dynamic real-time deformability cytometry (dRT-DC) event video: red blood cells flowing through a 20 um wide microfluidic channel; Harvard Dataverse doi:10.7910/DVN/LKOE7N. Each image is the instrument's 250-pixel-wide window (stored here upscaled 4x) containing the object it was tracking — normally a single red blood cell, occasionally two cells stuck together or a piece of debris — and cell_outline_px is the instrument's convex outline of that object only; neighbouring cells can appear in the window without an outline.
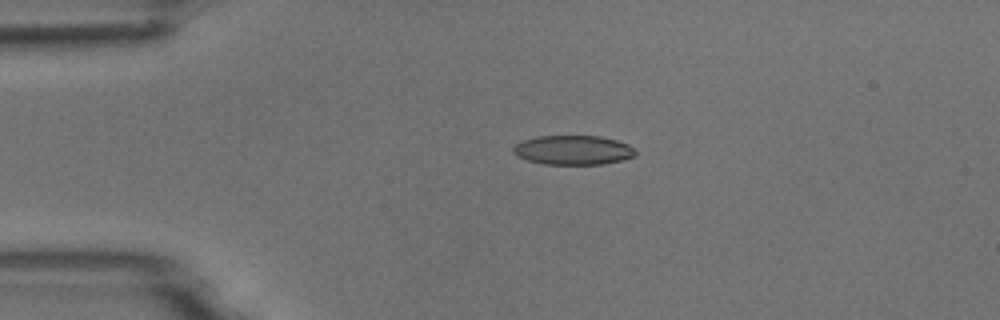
{"species": "common noctule bat (a hibernating species)", "species_latin": "Nyctalus noctula", "temperature_condition": "room temperature", "stored_images_in_passage": 4, "camera_frame_rate_fps": 3000, "um_per_image_px": 0.085, "animal": {"sex": "male", "body_mass_g": 18.8}, "frame": {"image": 1, "passage_image": 3, "time_ms": 0.667, "image_size_px": [1000, 320], "cell_outline_px": [[636, 156], [604, 164], [544, 164], [528, 160], [516, 156], [512, 152], [512, 148], [516, 144], [524, 140], [536, 136], [600, 136], [616, 140], [628, 144], [636, 148]], "centroid_in_image_um": [48.72, 12.75], "position_along_channel_um": 36.3, "area_um2": 20.98}}